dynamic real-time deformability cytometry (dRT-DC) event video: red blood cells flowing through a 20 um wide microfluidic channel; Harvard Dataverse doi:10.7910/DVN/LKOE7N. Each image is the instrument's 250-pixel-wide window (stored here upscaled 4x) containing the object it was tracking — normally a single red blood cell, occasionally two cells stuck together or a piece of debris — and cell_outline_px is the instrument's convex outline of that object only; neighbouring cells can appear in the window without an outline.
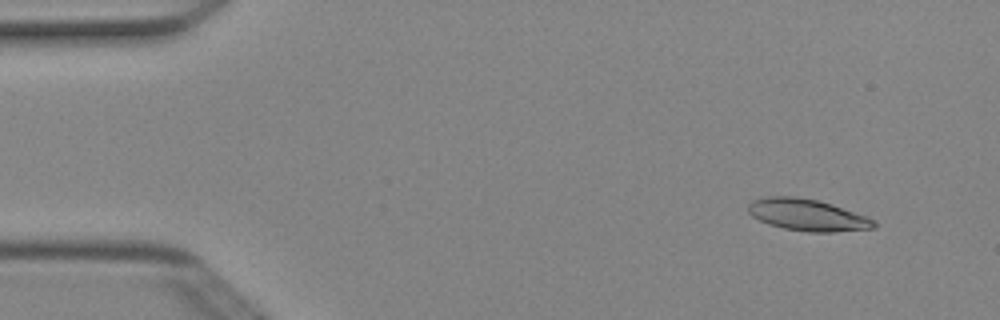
{"species": "Egyptian fruit bat (a non-hibernating species)", "species_latin": "Rousettus aegyptiacus", "temperature_condition": "cold", "stored_images_in_passage": 3, "camera_frame_rate_fps": 3000, "um_per_image_px": 0.085, "animal": {"sex": "female"}, "frame": {"image": 1, "passage_image": 1, "time_ms": 0.0, "image_size_px": [1000, 320], "cell_outline_px": [[876, 228], [832, 232], [808, 232], [784, 228], [768, 224], [752, 216], [748, 212], [748, 204], [752, 200], [768, 196], [792, 196], [816, 200], [832, 204], [868, 216], [876, 220]], "centroid_in_image_um": [68.65, 18.27], "position_along_channel_um": 16.3, "area_um2": 23.35}}
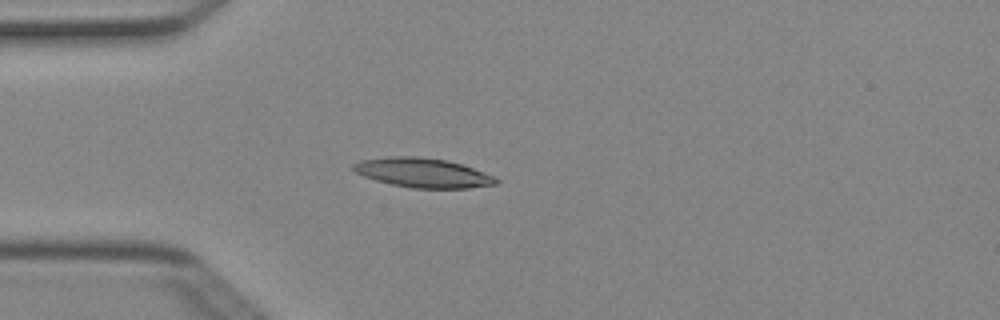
{"frame": {"image": 2, "passage_image": 3, "time_ms": 0.667, "image_size_px": [1000, 320], "cell_outline_px": [[500, 180], [496, 184], [468, 188], [412, 188], [392, 184], [376, 180], [364, 176], [356, 172], [352, 168], [352, 164], [360, 160], [388, 156], [416, 156], [448, 160], [472, 168], [492, 176]], "centroid_in_image_um": [35.9, 14.68], "position_along_channel_um": 49.1, "area_um2": 24.28}}